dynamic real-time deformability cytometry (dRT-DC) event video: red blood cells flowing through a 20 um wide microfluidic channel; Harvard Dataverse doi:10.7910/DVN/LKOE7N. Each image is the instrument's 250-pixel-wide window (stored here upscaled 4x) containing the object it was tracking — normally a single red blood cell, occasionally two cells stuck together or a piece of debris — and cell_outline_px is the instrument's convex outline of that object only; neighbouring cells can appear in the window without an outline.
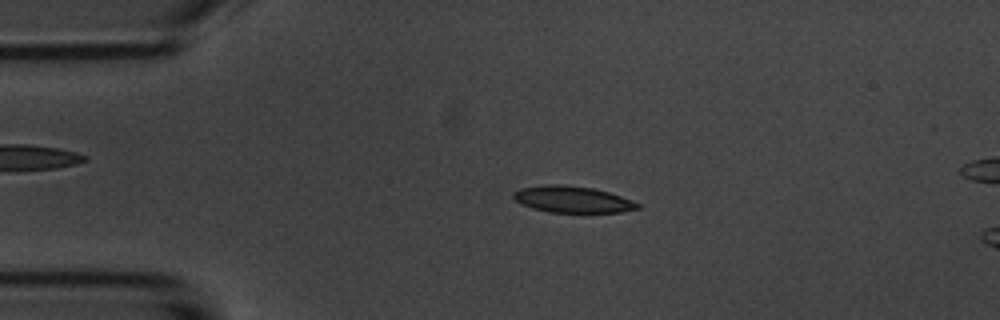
{"species": "common noctule bat (a hibernating species)", "species_latin": "Nyctalus noctula", "temperature_condition": "room temperature", "stored_images_in_passage": 13, "camera_frame_rate_fps": 3000, "um_per_image_px": 0.085, "animal": {"sex": "male", "body_mass_g": 20.1, "forearm_length_mm": 53.5}, "frame": {"image": 1, "passage_image": 8, "time_ms": 2.333, "image_size_px": [1000, 320], "cell_outline_px": [[640, 208], [620, 212], [548, 212], [532, 208], [520, 204], [512, 196], [512, 192], [520, 188], [548, 184], [560, 184], [592, 188], [608, 192], [632, 200], [640, 204]], "centroid_in_image_um": [48.62, 16.95], "position_along_channel_um": 36.4, "area_um2": 19.13}}